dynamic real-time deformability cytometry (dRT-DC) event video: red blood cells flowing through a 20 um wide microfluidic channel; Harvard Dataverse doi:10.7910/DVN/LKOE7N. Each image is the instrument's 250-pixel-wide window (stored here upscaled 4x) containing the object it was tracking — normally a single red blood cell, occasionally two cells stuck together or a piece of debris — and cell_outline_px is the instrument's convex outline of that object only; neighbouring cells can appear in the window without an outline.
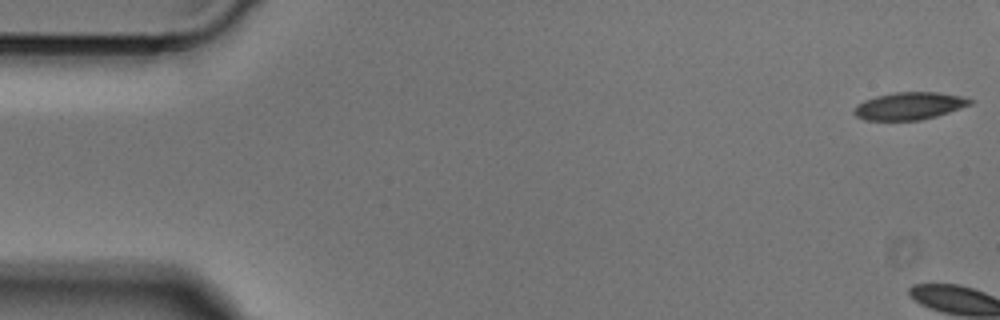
{"species": "Egyptian fruit bat (a non-hibernating species)", "species_latin": "Rousettus aegyptiacus", "temperature_condition": "cold", "stored_images_in_passage": 4, "camera_frame_rate_fps": 3000, "um_per_image_px": 0.085, "animal": {"sex": "male"}, "frame": {"image": 1, "passage_image": 1, "time_ms": 0.0, "image_size_px": [1000, 320], "cell_outline_px": [[976, 100], [972, 104], [936, 116], [920, 120], [864, 120], [856, 116], [852, 112], [856, 104], [864, 100], [876, 96], [896, 92], [936, 92], [960, 96]], "centroid_in_image_um": [77.27, 9.0], "position_along_channel_um": 7.7, "area_um2": 18.55}}